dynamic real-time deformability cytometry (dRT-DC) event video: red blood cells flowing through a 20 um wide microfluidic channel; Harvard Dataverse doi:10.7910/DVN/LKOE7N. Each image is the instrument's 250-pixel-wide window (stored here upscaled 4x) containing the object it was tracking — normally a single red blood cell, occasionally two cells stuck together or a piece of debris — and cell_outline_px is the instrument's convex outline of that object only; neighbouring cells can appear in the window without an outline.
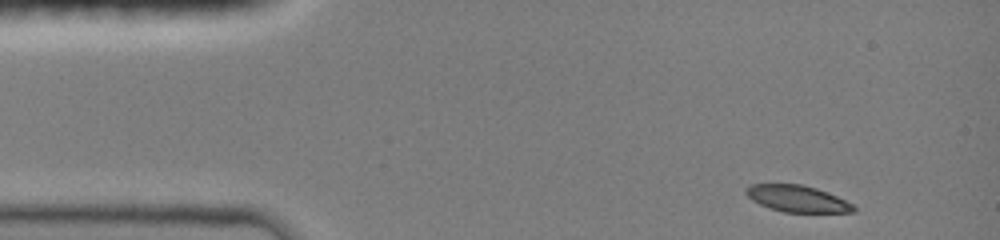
{"species": "common noctule bat (a hibernating species)", "species_latin": "Nyctalus noctula", "temperature_condition": "room temperature", "stored_images_in_passage": 40, "camera_frame_rate_fps": 3000, "um_per_image_px": 0.085, "animal": {"sex": "female", "body_mass_g": 19.0, "forearm_length_mm": 51.5}, "frame": {"image": 1, "passage_image": 1, "time_ms": 0.0, "image_size_px": [1000, 240], "cell_outline_px": [[856, 212], [784, 212], [768, 208], [752, 200], [744, 192], [744, 188], [752, 184], [800, 184], [816, 188], [836, 196], [852, 204], [856, 208]], "centroid_in_image_um": [67.73, 16.89], "position_along_channel_um": 17.3, "area_um2": 16.59}}
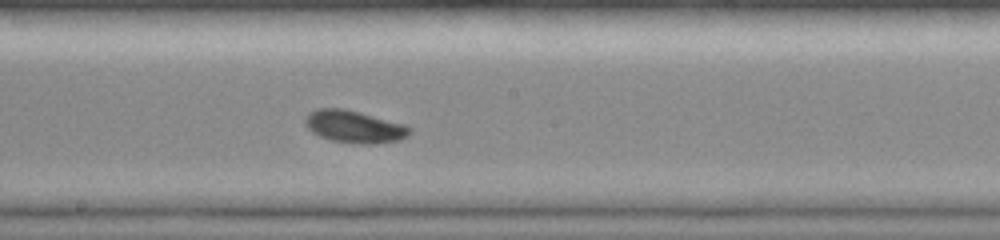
{"frame": {"image": 2, "passage_image": 22, "time_ms": 7.0, "image_size_px": [1000, 240], "cell_outline_px": [[412, 132], [408, 136], [400, 140], [368, 144], [364, 144], [332, 140], [320, 136], [312, 132], [304, 124], [304, 120], [308, 112], [316, 108], [344, 108], [360, 112], [404, 124], [412, 128]], "centroid_in_image_um": [30.11, 10.75], "position_along_channel_um": 218.1, "area_um2": 19.71}}
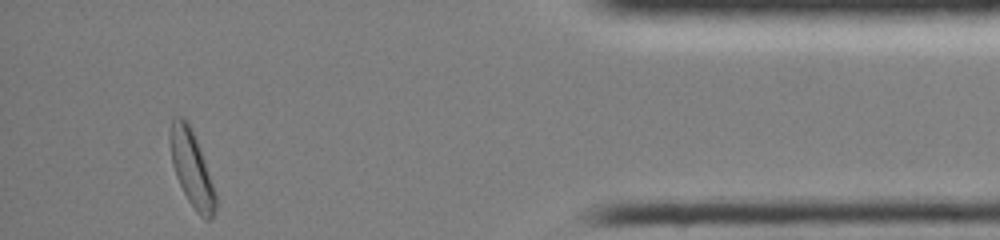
{"frame": {"image": 3, "passage_image": 40, "time_ms": 13.0, "image_size_px": [1000, 240], "cell_outline_px": [[216, 208], [212, 220], [204, 220], [196, 212], [188, 200], [176, 176], [172, 164], [168, 140], [168, 136], [172, 120], [176, 116], [184, 116], [188, 120], [200, 148], [216, 196]], "centroid_in_image_um": [16.27, 14.29], "position_along_channel_um": 418.9, "area_um2": 20.17}, "authors_computed_cell_mechanics": {"area_um2": 18.6405, "velocity_mm_per_s": 4.0228, "shape_relaxation_time_tau1_ms": 4.0723, "shape_relaxation_time_tau2_ms": null, "deformation_change_tau1": 0.1144, "deformation_change_tau2": null}}